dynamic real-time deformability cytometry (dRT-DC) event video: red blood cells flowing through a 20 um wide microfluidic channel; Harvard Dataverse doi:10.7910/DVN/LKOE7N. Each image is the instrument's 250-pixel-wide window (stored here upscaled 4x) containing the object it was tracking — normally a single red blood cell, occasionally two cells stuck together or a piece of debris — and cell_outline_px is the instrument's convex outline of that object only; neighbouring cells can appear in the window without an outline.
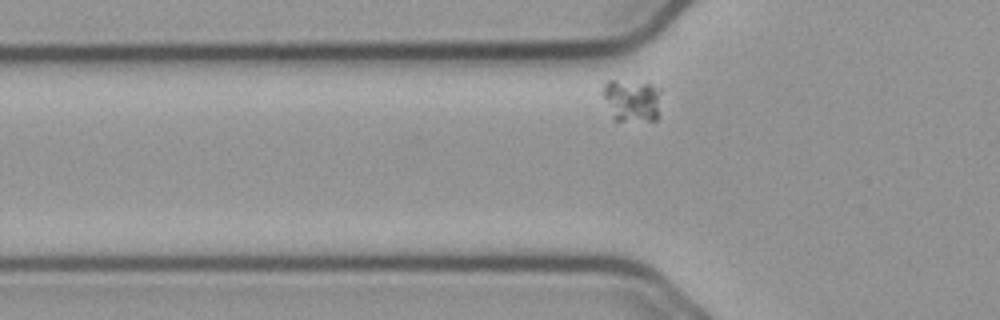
{"species": "common noctule bat (a hibernating species)", "species_latin": "Nyctalus noctula", "temperature_condition": "cold", "stored_images_in_passage": 36, "camera_frame_rate_fps": 3000, "um_per_image_px": 0.085, "animal": {"sex": "male", "body_mass_g": 23.1, "forearm_length_mm": 52.7}, "frame": {"image": 1, "passage_image": 4, "time_ms": 1.0, "image_size_px": [1000, 320], "cell_outline_px": [[660, 116], [656, 120], [612, 120], [604, 96], [604, 84], [608, 80], [612, 80], [652, 84], [660, 88]], "centroid_in_image_um": [53.75, 8.55], "position_along_channel_um": 72.0, "area_um2": 14.45}}
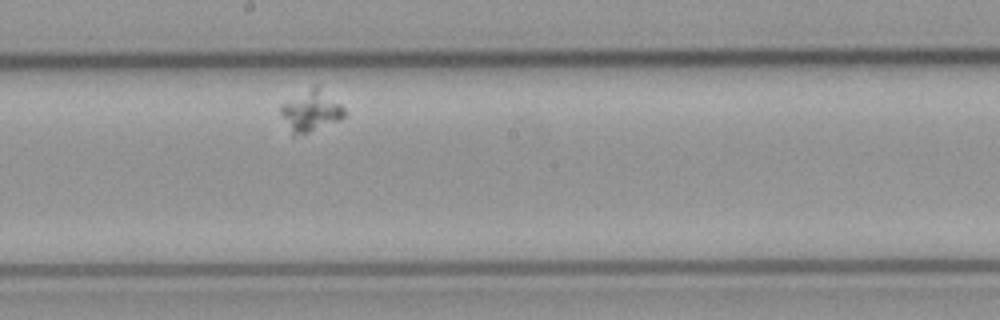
{"frame": {"image": 2, "passage_image": 18, "time_ms": 5.667, "image_size_px": [1000, 320], "cell_outline_px": [[344, 116], [340, 120], [308, 132], [292, 136], [280, 112], [280, 104], [316, 84], [340, 104], [344, 108]], "centroid_in_image_um": [26.4, 9.42], "position_along_channel_um": 221.8, "area_um2": 14.97}}
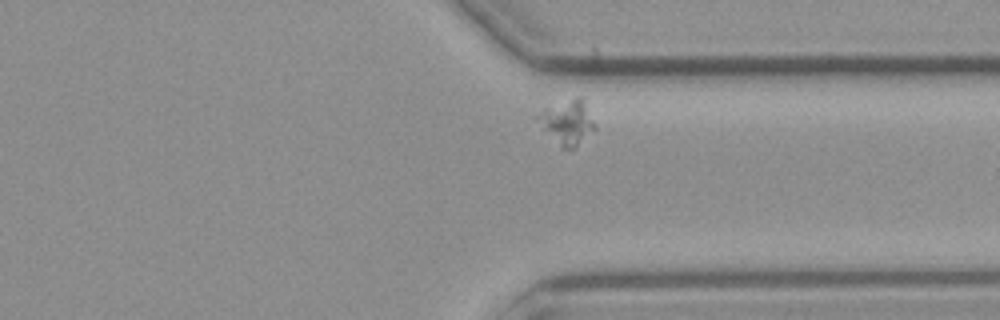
{"frame": {"image": 3, "passage_image": 31, "time_ms": 10.0, "image_size_px": [1000, 320], "cell_outline_px": [[596, 128], [572, 148], [560, 148], [544, 128], [536, 116], [544, 108], [576, 96], [584, 96], [596, 124]], "centroid_in_image_um": [48.28, 10.32], "position_along_channel_um": 363.1, "area_um2": 14.62}}